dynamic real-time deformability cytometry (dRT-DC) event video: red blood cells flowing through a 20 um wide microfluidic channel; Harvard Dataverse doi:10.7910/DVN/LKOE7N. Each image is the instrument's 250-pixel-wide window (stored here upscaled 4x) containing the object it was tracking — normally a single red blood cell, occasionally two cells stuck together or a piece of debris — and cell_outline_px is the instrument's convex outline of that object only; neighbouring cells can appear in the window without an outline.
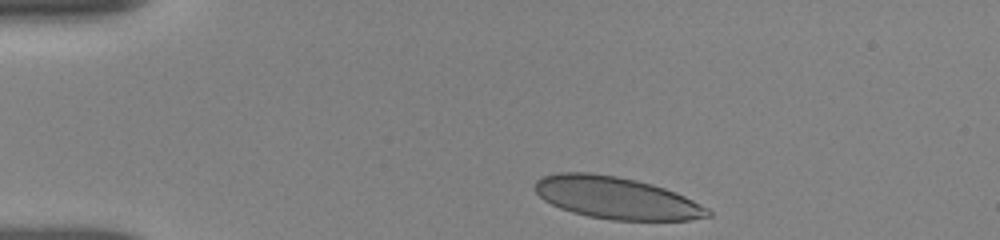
{"species": "human", "species_latin": "Homo sapiens", "temperature_condition": "room temperature", "stored_images_in_passage": 7, "camera_frame_rate_fps": 3000, "um_per_image_px": 0.085, "donor": {"sex": "female"}, "frame": {"image": 1, "passage_image": 1, "time_ms": 0.0, "image_size_px": [1000, 240], "cell_outline_px": [[712, 216], [688, 220], [612, 220], [588, 216], [572, 212], [560, 208], [544, 200], [532, 188], [536, 180], [544, 176], [560, 172], [588, 172], [616, 176], [636, 180], [652, 184], [664, 188], [684, 196], [708, 208], [712, 212]], "centroid_in_image_um": [52.37, 16.82], "position_along_channel_um": 32.6, "area_um2": 42.31}}